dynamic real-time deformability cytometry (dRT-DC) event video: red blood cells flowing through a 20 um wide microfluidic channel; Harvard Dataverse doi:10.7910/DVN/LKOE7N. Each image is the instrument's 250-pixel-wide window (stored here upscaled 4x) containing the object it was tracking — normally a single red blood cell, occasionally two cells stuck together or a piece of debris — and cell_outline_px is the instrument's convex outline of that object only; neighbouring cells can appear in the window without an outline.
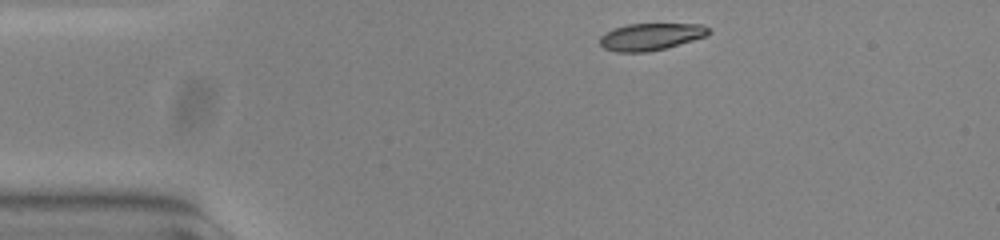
{"species": "common noctule bat (a hibernating species)", "species_latin": "Nyctalus noctula", "temperature_condition": "warm", "stored_images_in_passage": 45, "camera_frame_rate_fps": 3000, "um_per_image_px": 0.085, "animal": {"sex": "female", "body_mass_g": 23.0, "forearm_length_mm": 53.4}, "frame": {"image": 1, "passage_image": 1, "time_ms": 0.0, "image_size_px": [1000, 240], "cell_outline_px": [[712, 32], [708, 36], [664, 48], [648, 52], [616, 52], [604, 48], [600, 44], [600, 36], [604, 32], [628, 24], [700, 24], [712, 28]], "centroid_in_image_um": [55.35, 3.11], "position_along_channel_um": 29.7, "area_um2": 17.22}}
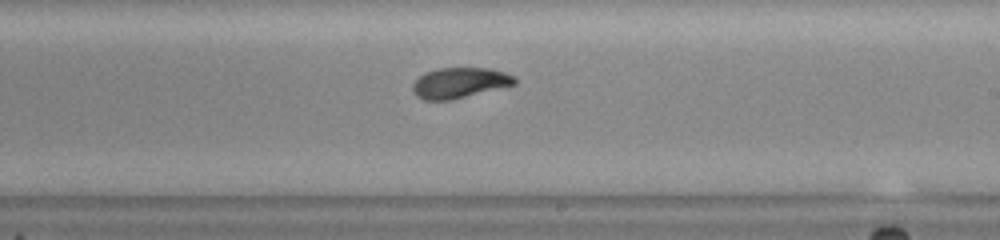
{"frame": {"image": 2, "passage_image": 23, "time_ms": 7.333, "image_size_px": [1000, 240], "cell_outline_px": [[516, 84], [448, 100], [424, 100], [416, 96], [412, 88], [412, 84], [424, 72], [436, 68], [488, 68], [504, 72], [516, 76]], "centroid_in_image_um": [39.04, 7.02], "position_along_channel_um": 250.0, "area_um2": 17.98}}
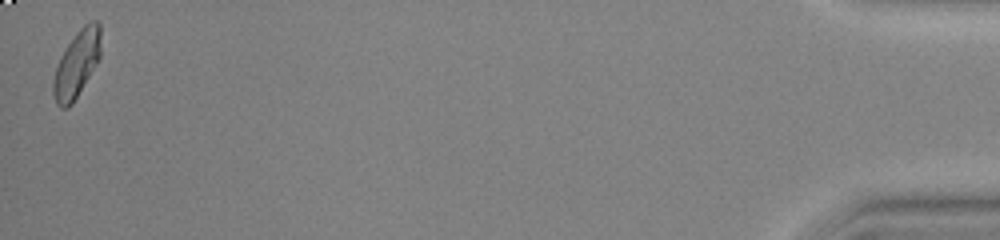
{"frame": {"image": 3, "passage_image": 45, "time_ms": 14.667, "image_size_px": [1000, 240], "cell_outline_px": [[100, 56], [96, 64], [72, 104], [68, 108], [60, 108], [56, 104], [52, 92], [52, 84], [56, 68], [60, 56], [76, 32], [88, 20], [96, 20], [100, 24]], "centroid_in_image_um": [6.51, 5.43], "position_along_channel_um": 428.7, "area_um2": 18.38}, "authors_computed_cell_mechanics": {"area_um2": 18.0914, "velocity_mm_per_s": 3.765, "shape_relaxation_time_tau1_ms": 4.293, "shape_relaxation_time_tau2_ms": 1.5832, "deformation_change_tau1": 0.175, "deformation_change_tau2": 0.0539}}